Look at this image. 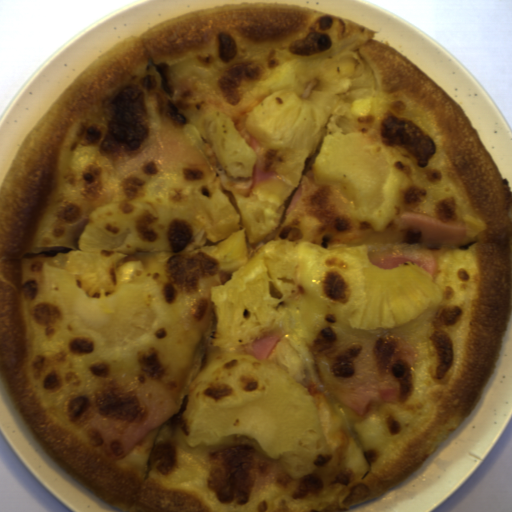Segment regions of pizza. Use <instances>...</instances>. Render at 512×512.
Masks as SVG:
<instances>
[{"label": "pizza", "mask_w": 512, "mask_h": 512, "mask_svg": "<svg viewBox=\"0 0 512 512\" xmlns=\"http://www.w3.org/2000/svg\"><path fill=\"white\" fill-rule=\"evenodd\" d=\"M377 31L302 4L243 1L148 27L85 66L30 129L0 185V368L35 438L121 512H343L427 463L478 401L512 312V189L463 105ZM371 99L366 119L353 101ZM218 112L266 144L275 176L249 195L201 131ZM368 228L307 239L286 207L304 172ZM189 215L177 251L141 250L133 283L91 296L66 266L101 204ZM465 225L442 246V298L392 327L348 322L373 241L405 212ZM281 334L265 362L315 401L331 457L289 477L257 441L187 444L204 368ZM415 348L399 402L361 416L325 388L380 336ZM179 409L127 455L82 429L93 407L187 369Z\"/></svg>", "instance_id": "dd6c1bee"}]
</instances>
